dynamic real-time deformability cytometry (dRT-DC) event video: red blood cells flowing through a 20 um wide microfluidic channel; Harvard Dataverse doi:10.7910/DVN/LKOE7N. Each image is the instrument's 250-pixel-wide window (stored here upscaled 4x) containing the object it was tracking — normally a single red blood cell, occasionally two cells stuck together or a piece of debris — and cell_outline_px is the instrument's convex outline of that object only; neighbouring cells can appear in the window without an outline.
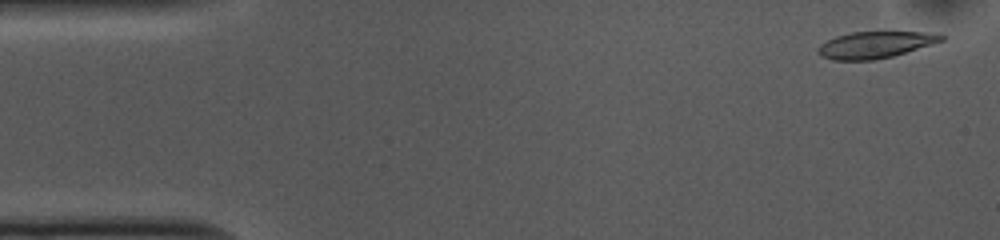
{"species": "common noctule bat (a hibernating species)", "species_latin": "Nyctalus noctula", "temperature_condition": "cold", "stored_images_in_passage": 52, "camera_frame_rate_fps": 3000, "um_per_image_px": 0.085, "animal": {"sex": "female", "body_mass_g": 10.0, "forearm_length_mm": 53.1}, "frame": {"image": 1, "passage_image": 2, "time_ms": 0.333, "image_size_px": [1000, 240], "cell_outline_px": [[944, 40], [932, 44], [892, 56], [876, 60], [832, 60], [820, 56], [816, 52], [816, 48], [820, 44], [836, 36], [852, 32], [920, 32], [944, 36]], "centroid_in_image_um": [74.3, 3.82], "position_along_channel_um": 10.7, "area_um2": 18.96}}
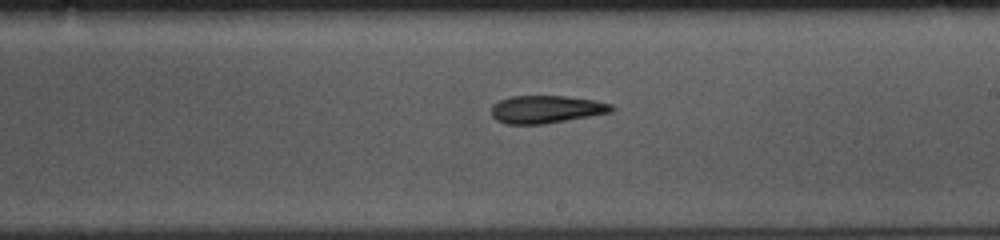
{"frame": {"image": 2, "passage_image": 29, "time_ms": 9.333, "image_size_px": [1000, 240], "cell_outline_px": [[616, 108], [612, 112], [540, 124], [504, 124], [496, 120], [492, 116], [492, 104], [500, 100], [512, 96], [564, 96], [592, 100], [612, 104]], "centroid_in_image_um": [46.4, 9.29], "position_along_channel_um": 242.6, "area_um2": 19.19}}
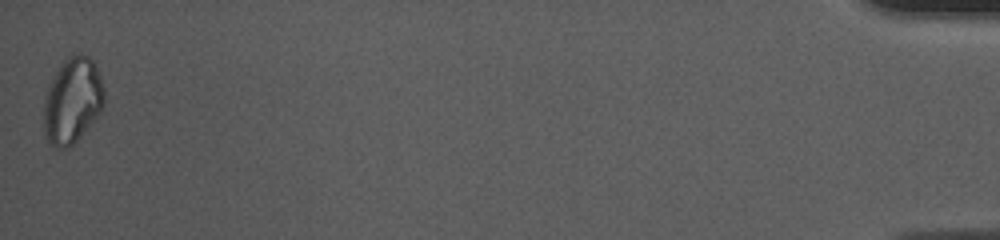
{"frame": {"image": 3, "passage_image": 52, "time_ms": 17.0, "image_size_px": [1000, 240], "cell_outline_px": [[104, 104], [100, 112], [80, 136], [68, 148], [56, 148], [44, 136], [44, 100], [48, 88], [56, 72], [64, 60], [68, 56], [80, 52], [88, 56], [92, 60], [100, 76], [104, 88]], "centroid_in_image_um": [6.16, 8.54], "position_along_channel_um": 429.0, "area_um2": 29.88}, "authors_computed_cell_mechanics": {"area_um2": 19.9988, "velocity_mm_per_s": 3.7221, "shape_relaxation_time_tau1_ms": 5.318, "shape_relaxation_time_tau2_ms": null, "deformation_change_tau1": 0.1504, "deformation_change_tau2": null}}